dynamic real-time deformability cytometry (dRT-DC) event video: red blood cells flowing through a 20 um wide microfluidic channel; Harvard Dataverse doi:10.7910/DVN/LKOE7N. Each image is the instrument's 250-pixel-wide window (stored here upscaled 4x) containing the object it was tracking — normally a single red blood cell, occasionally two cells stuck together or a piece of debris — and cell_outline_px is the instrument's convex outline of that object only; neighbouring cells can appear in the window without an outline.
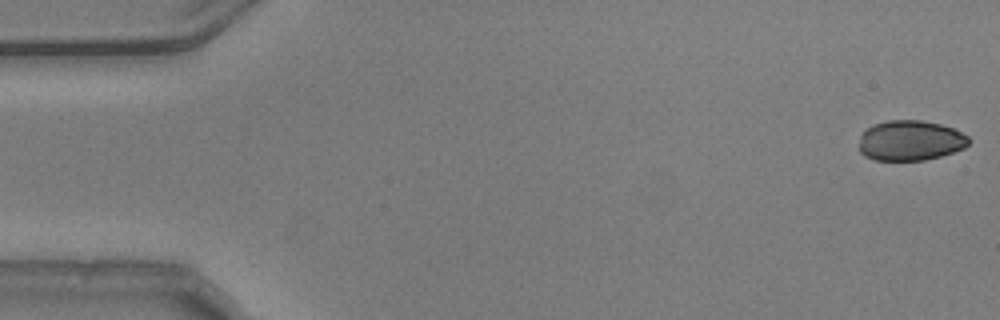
{"species": "common noctule bat (a hibernating species)", "species_latin": "Nyctalus noctula", "temperature_condition": "warm", "stored_images_in_passage": 51, "camera_frame_rate_fps": 3000, "um_per_image_px": 0.085, "animal": {"sex": "male", "body_mass_g": 20.5, "forearm_length_mm": 52.5}, "frame": {"image": 1, "passage_image": 1, "time_ms": 0.0, "image_size_px": [1000, 320], "cell_outline_px": [[968, 144], [964, 148], [940, 156], [924, 160], [876, 160], [864, 156], [860, 152], [860, 136], [872, 124], [888, 120], [920, 120], [940, 124], [952, 128], [968, 136]], "centroid_in_image_um": [77.35, 11.94], "position_along_channel_um": 7.6, "area_um2": 25.55}}
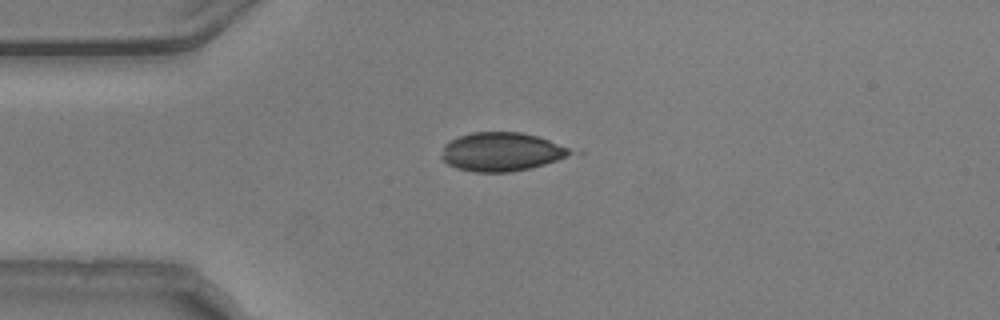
{"frame": {"image": 2, "passage_image": 13, "time_ms": 4.0, "image_size_px": [1000, 320], "cell_outline_px": [[584, 152], [532, 168], [508, 172], [476, 172], [456, 168], [448, 164], [440, 156], [444, 144], [460, 136], [472, 132], [520, 132], [536, 136]], "centroid_in_image_um": [42.71, 12.91], "position_along_channel_um": 42.3, "area_um2": 29.42}}
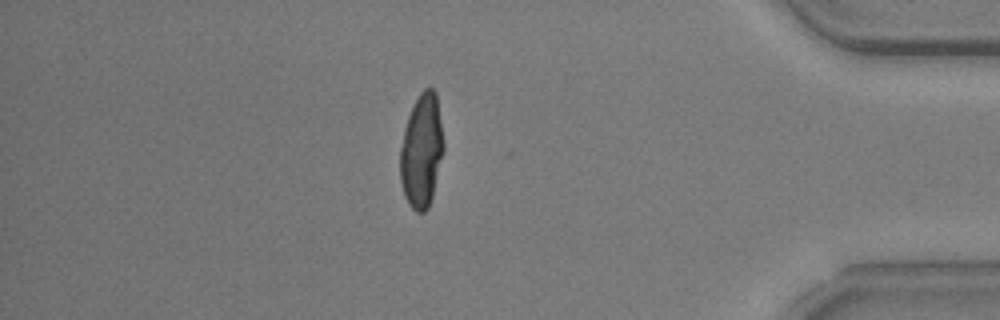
{"frame": {"image": 3, "passage_image": 46, "time_ms": 15.0, "image_size_px": [1000, 320], "cell_outline_px": [[444, 148], [432, 196], [428, 208], [424, 212], [416, 212], [408, 204], [404, 196], [400, 180], [400, 148], [404, 128], [408, 116], [420, 92], [424, 88], [432, 88], [436, 92], [444, 144]], "centroid_in_image_um": [35.82, 12.83], "position_along_channel_um": 399.4, "area_um2": 28.67}, "authors_computed_cell_mechanics": {"area_um2": 28.2064, "velocity_mm_per_s": 3.7677, "shape_relaxation_time_tau1_ms": 3.5718, "shape_relaxation_time_tau2_ms": null, "deformation_change_tau1": 0.1421, "deformation_change_tau2": null}}